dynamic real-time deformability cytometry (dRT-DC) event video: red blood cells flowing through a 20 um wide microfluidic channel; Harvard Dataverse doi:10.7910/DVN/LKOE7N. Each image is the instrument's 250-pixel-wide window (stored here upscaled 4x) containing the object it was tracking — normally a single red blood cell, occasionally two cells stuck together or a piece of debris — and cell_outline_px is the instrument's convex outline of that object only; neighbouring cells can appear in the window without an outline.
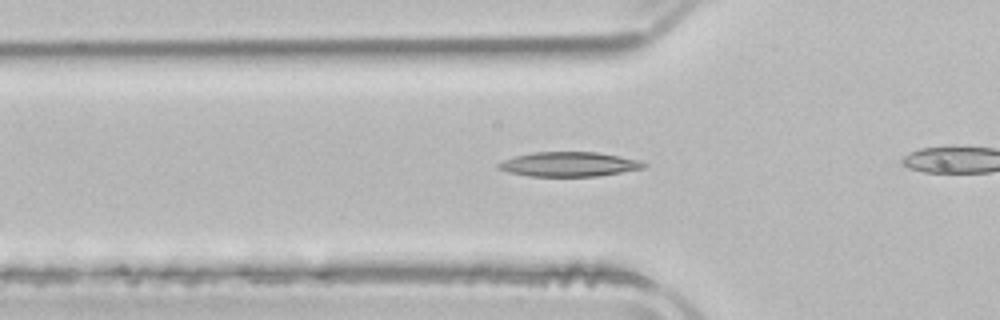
{"species": "common noctule bat (a hibernating species)", "species_latin": "Nyctalus noctula", "temperature_condition": "room temperature", "stored_images_in_passage": 37, "camera_frame_rate_fps": 3000, "um_per_image_px": 0.085, "animal": {"sex": "male", "body_mass_g": 21.5, "forearm_length_mm": 52.0}, "frame": {"image": 1, "passage_image": 13, "time_ms": 4.0, "image_size_px": [1000, 320], "cell_outline_px": [[648, 164], [644, 168], [600, 176], [528, 176], [508, 172], [496, 168], [496, 164], [504, 160], [516, 156], [532, 152], [596, 152], [620, 156], [636, 160]], "centroid_in_image_um": [48.34, 13.96], "position_along_channel_um": 77.5, "area_um2": 20.75}}
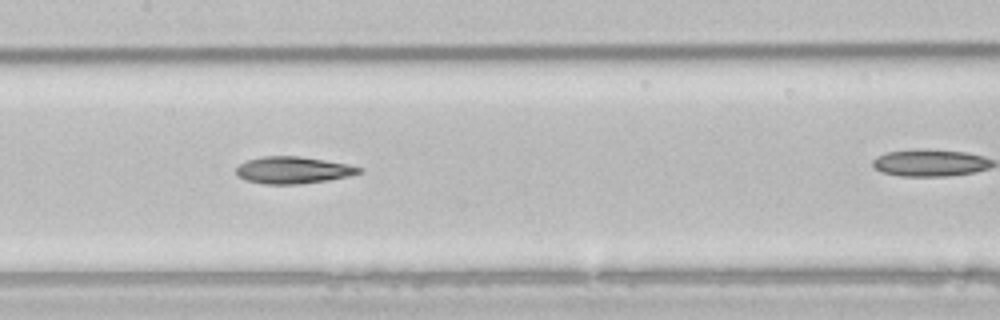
{"frame": {"image": 2, "passage_image": 21, "time_ms": 6.667, "image_size_px": [1000, 320], "cell_outline_px": [[364, 168], [360, 172], [348, 176], [328, 180], [300, 184], [264, 184], [244, 180], [236, 176], [236, 168], [240, 164], [248, 160], [260, 156], [300, 156], [348, 164]], "centroid_in_image_um": [24.87, 14.46], "position_along_channel_um": 182.5, "area_um2": 19.36}}
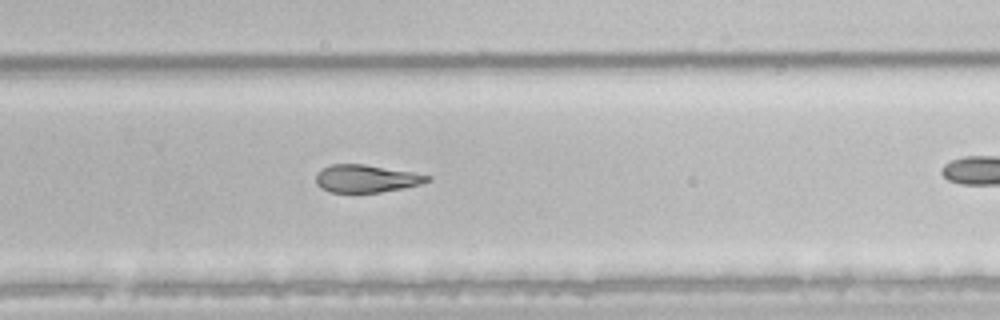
{"frame": {"image": 3, "passage_image": 30, "time_ms": 9.667, "image_size_px": [1000, 320], "cell_outline_px": [[432, 180], [420, 184], [404, 188], [380, 192], [328, 192], [320, 188], [316, 184], [316, 172], [320, 168], [332, 164], [364, 164], [412, 172], [432, 176]], "centroid_in_image_um": [31.1, 15.18], "position_along_channel_um": 298.7, "area_um2": 18.09}}